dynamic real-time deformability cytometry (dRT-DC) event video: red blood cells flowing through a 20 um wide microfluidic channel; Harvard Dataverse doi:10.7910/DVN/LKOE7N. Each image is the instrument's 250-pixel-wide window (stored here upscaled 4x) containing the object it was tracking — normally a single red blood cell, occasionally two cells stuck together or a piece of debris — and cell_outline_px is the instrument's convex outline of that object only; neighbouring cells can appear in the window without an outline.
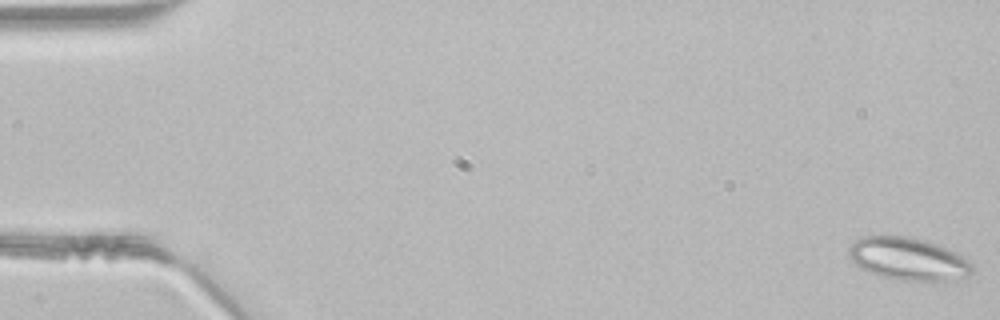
{"species": "common noctule bat (a hibernating species)", "species_latin": "Nyctalus noctula", "temperature_condition": "room temperature", "stored_images_in_passage": 47, "segment_of_instrument_passage": [1, 2], "camera_frame_rate_fps": 3000, "um_per_image_px": 0.085, "animal": {"sex": "male", "body_mass_g": 21.5, "forearm_length_mm": 52.0}, "frame": {"image": 1, "passage_image": 1, "time_ms": 0.0, "image_size_px": [1000, 320], "cell_outline_px": [[976, 264], [972, 272], [968, 276], [940, 284], [932, 284], [900, 280], [880, 276], [868, 272], [860, 268], [852, 260], [848, 252], [848, 248], [860, 236], [884, 232], [888, 232], [908, 236], [924, 240], [936, 244], [956, 252], [972, 260]], "centroid_in_image_um": [77.25, 22.01], "position_along_channel_um": 7.8, "area_um2": 32.54}}
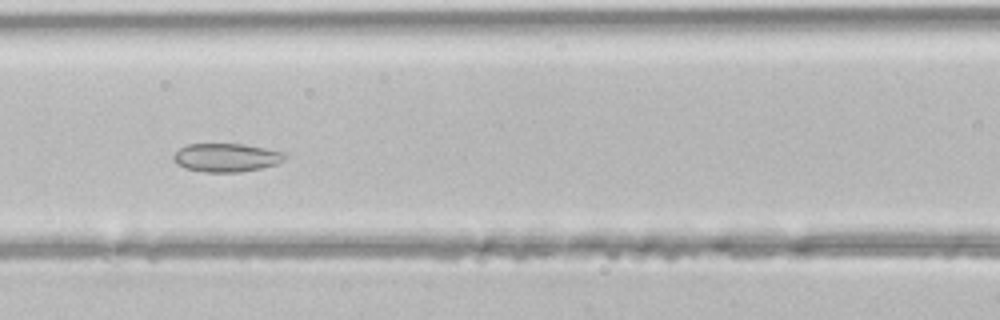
{"frame": {"image": 2, "passage_image": 21, "time_ms": 6.667, "image_size_px": [1000, 320], "cell_outline_px": [[288, 156], [284, 160], [276, 164], [260, 168], [240, 172], [204, 172], [184, 168], [176, 164], [172, 156], [184, 144], [244, 144], [284, 152]], "centroid_in_image_um": [19.22, 13.39], "position_along_channel_um": 147.4, "area_um2": 18.55}}
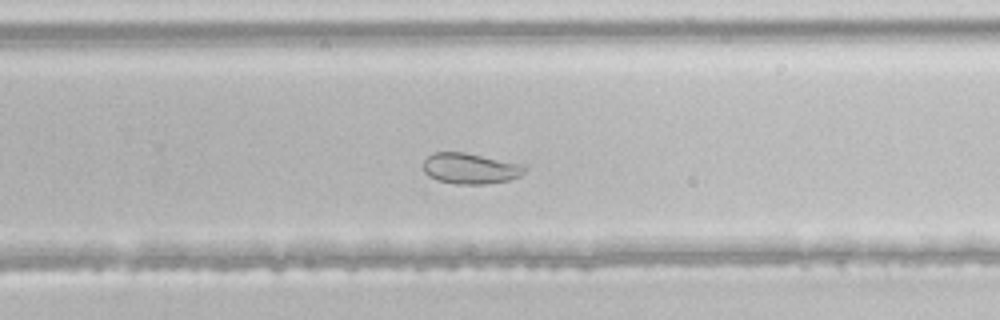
{"frame": {"image": 3, "passage_image": 31, "time_ms": 10.0, "image_size_px": [1000, 320], "cell_outline_px": [[528, 168], [520, 176], [508, 180], [484, 184], [456, 184], [436, 180], [428, 176], [424, 172], [424, 160], [432, 152], [464, 152], [528, 164]], "centroid_in_image_um": [40.02, 14.31], "position_along_channel_um": 289.8, "area_um2": 18.55}}